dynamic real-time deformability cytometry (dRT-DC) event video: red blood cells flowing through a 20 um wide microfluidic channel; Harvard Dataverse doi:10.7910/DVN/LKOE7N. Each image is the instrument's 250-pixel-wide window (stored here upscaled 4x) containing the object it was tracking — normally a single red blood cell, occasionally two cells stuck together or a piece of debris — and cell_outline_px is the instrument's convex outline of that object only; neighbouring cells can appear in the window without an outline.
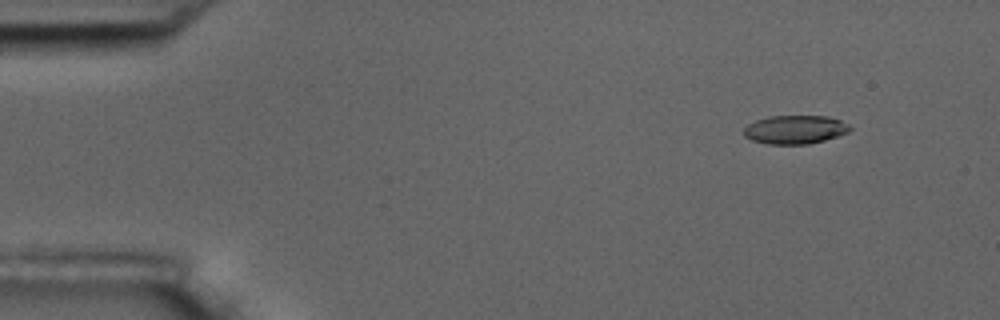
{"species": "common noctule bat (a hibernating species)", "species_latin": "Nyctalus noctula", "temperature_condition": "room temperature", "stored_images_in_passage": 5, "camera_frame_rate_fps": 3000, "um_per_image_px": 0.085, "animal": {"sex": "male", "body_mass_g": 17.5, "forearm_length_mm": 52.3}, "frame": {"image": 1, "passage_image": 2, "time_ms": 1.0, "image_size_px": [1000, 320], "cell_outline_px": [[852, 128], [848, 132], [824, 140], [808, 144], [768, 144], [752, 140], [744, 136], [744, 128], [748, 124], [756, 120], [768, 116], [828, 116], [840, 120], [848, 124]], "centroid_in_image_um": [67.57, 11.01], "position_along_channel_um": 17.4, "area_um2": 17.63}}
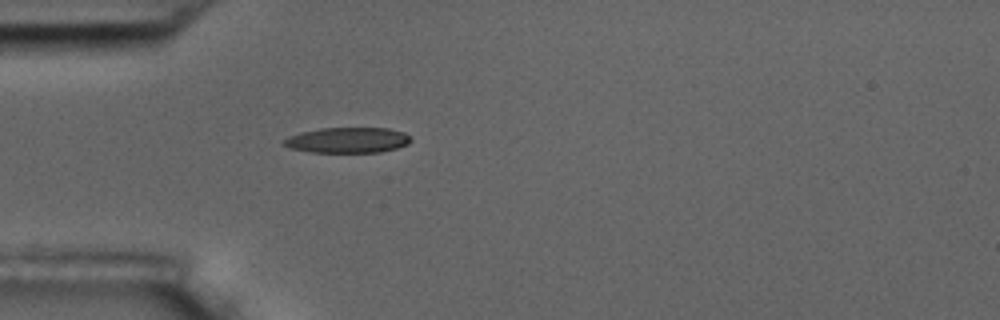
{"frame": {"image": 2, "passage_image": 5, "time_ms": 4.667, "image_size_px": [1000, 320], "cell_outline_px": [[412, 140], [408, 144], [396, 148], [380, 152], [312, 152], [292, 148], [280, 144], [280, 140], [288, 136], [300, 132], [320, 128], [388, 128], [404, 132], [412, 136]], "centroid_in_image_um": [29.53, 11.9], "position_along_channel_um": 55.5, "area_um2": 19.07}}